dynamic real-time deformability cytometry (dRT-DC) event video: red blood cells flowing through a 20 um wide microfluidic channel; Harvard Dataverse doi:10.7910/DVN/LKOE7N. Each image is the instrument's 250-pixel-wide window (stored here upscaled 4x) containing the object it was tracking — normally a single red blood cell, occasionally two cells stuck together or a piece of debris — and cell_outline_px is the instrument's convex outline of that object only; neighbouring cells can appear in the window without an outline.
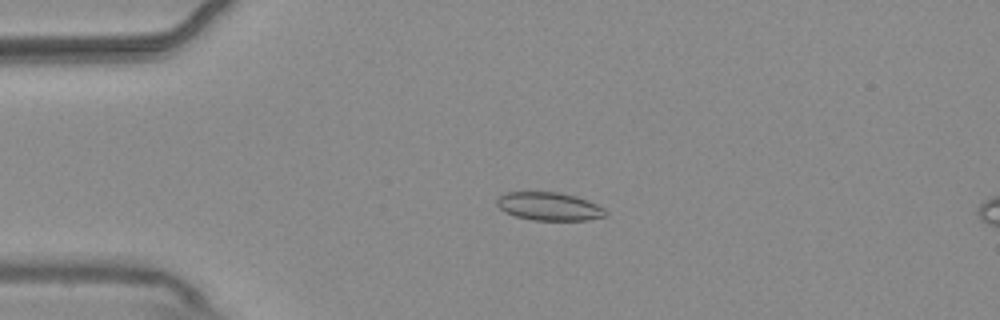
{"species": "common noctule bat (a hibernating species)", "species_latin": "Nyctalus noctula", "temperature_condition": "warm", "stored_images_in_passage": 17, "camera_frame_rate_fps": 3000, "um_per_image_px": 0.085, "animal": {"sex": "male", "body_mass_g": 20.4}, "frame": {"image": 1, "passage_image": 12, "time_ms": 3.667, "image_size_px": [1000, 320], "cell_outline_px": [[608, 216], [588, 220], [532, 220], [516, 216], [504, 212], [496, 204], [496, 200], [504, 192], [560, 192], [576, 196], [588, 200], [604, 208], [608, 212]], "centroid_in_image_um": [46.7, 17.54], "position_along_channel_um": 38.3, "area_um2": 18.03}}